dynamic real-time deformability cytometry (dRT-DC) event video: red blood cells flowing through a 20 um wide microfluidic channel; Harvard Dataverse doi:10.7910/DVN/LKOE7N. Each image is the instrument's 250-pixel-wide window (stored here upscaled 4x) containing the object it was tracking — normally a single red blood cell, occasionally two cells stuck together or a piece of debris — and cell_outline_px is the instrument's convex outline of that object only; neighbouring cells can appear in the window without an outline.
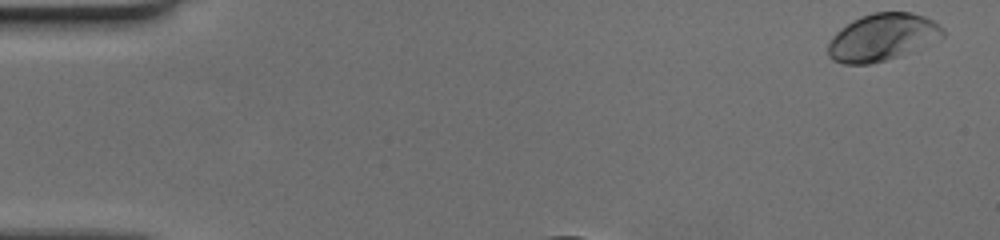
{"species": "human", "species_latin": "Homo sapiens", "temperature_condition": "cold", "stored_images_in_passage": 31, "camera_frame_rate_fps": 3000, "um_per_image_px": 0.085, "donor": {"sex": "female"}, "frame": {"image": 1, "passage_image": 1, "time_ms": 0.0, "image_size_px": [1000, 240], "cell_outline_px": [[944, 36], [912, 52], [900, 56], [872, 64], [844, 64], [832, 60], [828, 56], [828, 44], [832, 36], [836, 32], [852, 20], [860, 16], [872, 12], [912, 12], [924, 16], [932, 20], [944, 28]], "centroid_in_image_um": [74.99, 3.17], "position_along_channel_um": 10.0, "area_um2": 31.79}}
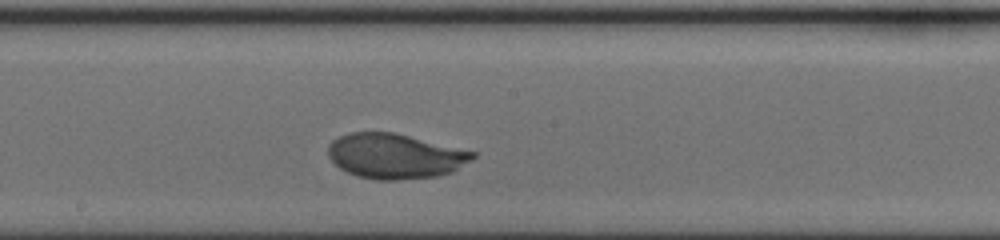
{"frame": {"image": 2, "passage_image": 19, "time_ms": 6.0, "image_size_px": [1000, 240], "cell_outline_px": [[476, 156], [472, 160], [452, 172], [436, 176], [396, 180], [376, 180], [356, 176], [340, 168], [328, 156], [328, 144], [332, 140], [340, 136], [352, 132], [396, 132], [476, 152]], "centroid_in_image_um": [33.59, 13.26], "position_along_channel_um": 214.6, "area_um2": 38.03}}
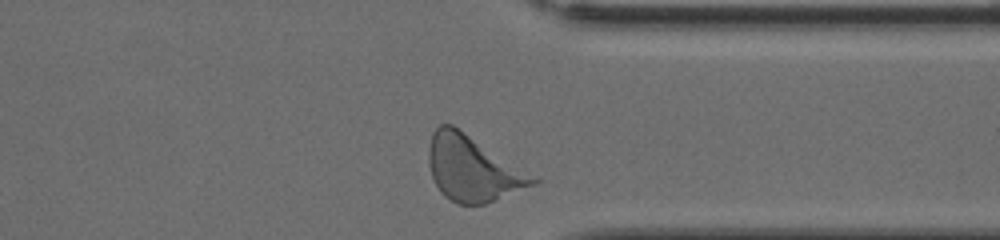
{"frame": {"image": 3, "passage_image": 31, "time_ms": 10.0, "image_size_px": [1000, 240], "cell_outline_px": [[540, 180], [536, 184], [484, 204], [456, 204], [444, 196], [440, 192], [432, 176], [428, 164], [428, 152], [432, 132], [440, 124], [452, 124]], "centroid_in_image_um": [40.13, 14.33], "position_along_channel_um": 371.3, "area_um2": 39.02}}